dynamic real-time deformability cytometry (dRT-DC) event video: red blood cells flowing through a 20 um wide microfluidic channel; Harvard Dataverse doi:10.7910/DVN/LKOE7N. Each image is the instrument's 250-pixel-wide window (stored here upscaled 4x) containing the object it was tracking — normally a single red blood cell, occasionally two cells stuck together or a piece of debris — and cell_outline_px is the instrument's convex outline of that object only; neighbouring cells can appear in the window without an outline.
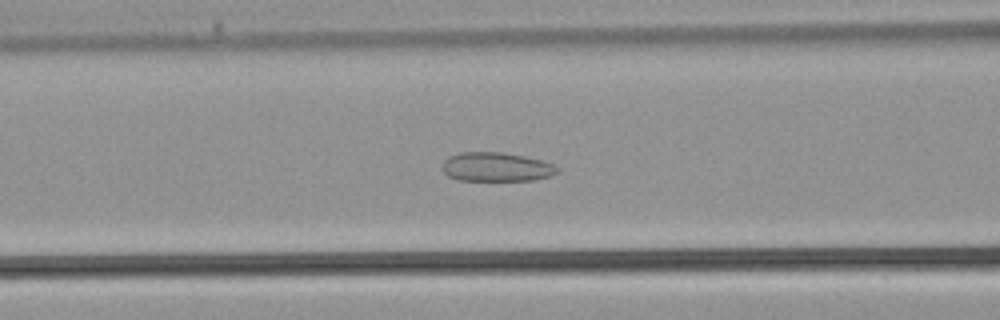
{"species": "common noctule bat (a hibernating species)", "species_latin": "Nyctalus noctula", "temperature_condition": "warm", "stored_images_in_passage": 38, "camera_frame_rate_fps": 3000, "um_per_image_px": 0.085, "animal": {"sex": "male", "body_mass_g": 21.5, "forearm_length_mm": 52.0}, "frame": {"image": 1, "passage_image": 15, "time_ms": 4.667, "image_size_px": [1000, 320], "cell_outline_px": [[560, 172], [552, 176], [532, 180], [456, 180], [448, 176], [440, 168], [444, 160], [448, 156], [460, 152], [500, 152], [524, 156], [540, 160], [552, 164], [560, 168]], "centroid_in_image_um": [42.17, 14.19], "position_along_channel_um": 124.4, "area_um2": 19.65}}
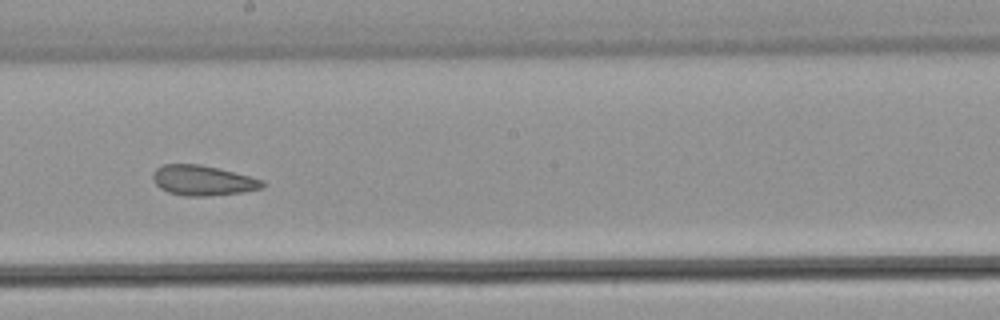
{"frame": {"image": 2, "passage_image": 21, "time_ms": 6.667, "image_size_px": [1000, 320], "cell_outline_px": [[264, 188], [240, 192], [208, 196], [184, 196], [168, 192], [160, 188], [152, 180], [152, 172], [156, 168], [164, 164], [200, 164], [264, 180]], "centroid_in_image_um": [17.19, 15.34], "position_along_channel_um": 231.0, "area_um2": 19.13}}
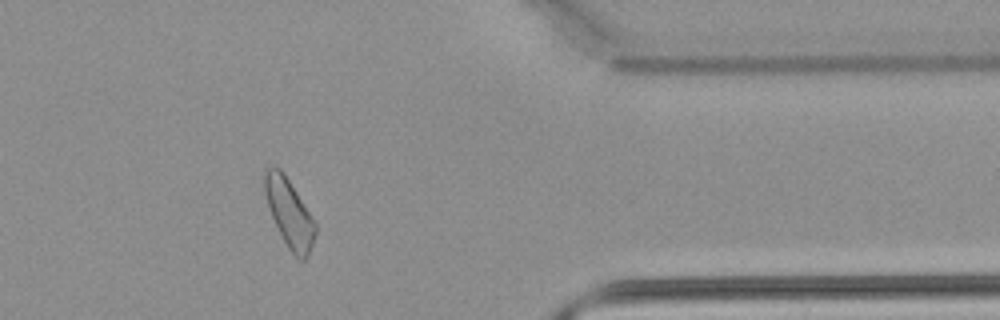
{"frame": {"image": 3, "passage_image": 31, "time_ms": 10.0, "image_size_px": [1000, 320], "cell_outline_px": [[316, 232], [308, 256], [304, 260], [300, 260], [288, 248], [272, 216], [264, 192], [264, 168], [280, 168], [284, 172], [316, 224]], "centroid_in_image_um": [24.59, 18.09], "position_along_channel_um": 386.8, "area_um2": 19.59}}